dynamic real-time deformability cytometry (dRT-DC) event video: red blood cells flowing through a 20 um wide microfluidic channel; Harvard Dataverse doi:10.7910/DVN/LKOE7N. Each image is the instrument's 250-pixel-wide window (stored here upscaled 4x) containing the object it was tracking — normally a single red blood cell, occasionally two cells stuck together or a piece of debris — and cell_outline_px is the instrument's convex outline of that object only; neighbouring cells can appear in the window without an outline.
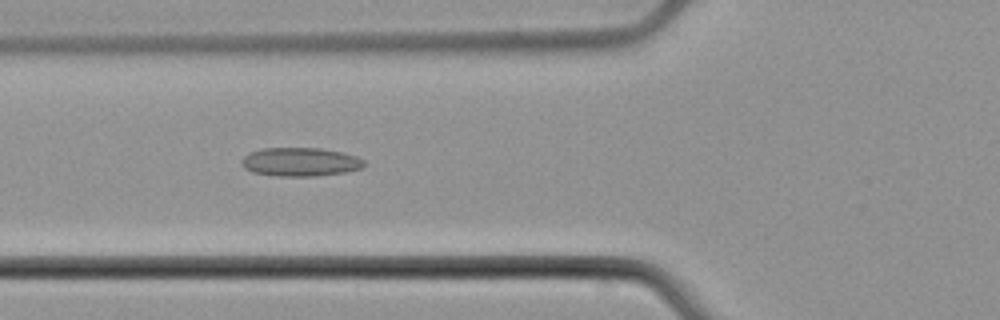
{"species": "common noctule bat (a hibernating species)", "species_latin": "Nyctalus noctula", "temperature_condition": "cold", "stored_images_in_passage": 5, "camera_frame_rate_fps": 3000, "um_per_image_px": 0.085, "animal": {"sex": "male", "body_mass_g": 21.5, "forearm_length_mm": 52.0}, "frame": {"image": 1, "passage_image": 2, "time_ms": 1.0, "image_size_px": [1000, 320], "cell_outline_px": [[368, 164], [360, 168], [344, 172], [316, 176], [276, 176], [252, 172], [244, 168], [240, 160], [248, 152], [260, 148], [320, 148], [340, 152], [356, 156], [364, 160]], "centroid_in_image_um": [25.49, 13.76], "position_along_channel_um": 100.3, "area_um2": 20.58}}
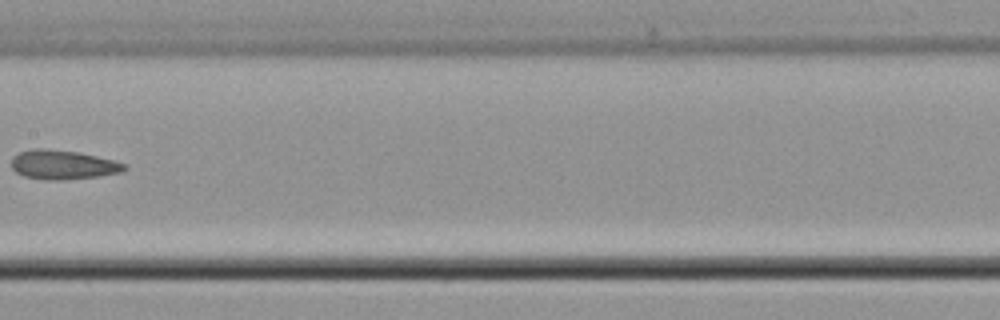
{"frame": {"image": 2, "passage_image": 4, "time_ms": 3.667, "image_size_px": [1000, 320], "cell_outline_px": [[128, 168], [124, 172], [100, 176], [60, 180], [44, 180], [24, 176], [16, 172], [12, 168], [12, 156], [20, 152], [36, 148], [48, 148], [76, 152], [96, 156], [112, 160], [124, 164]], "centroid_in_image_um": [5.34, 14.01], "position_along_channel_um": 202.1, "area_um2": 19.25}}
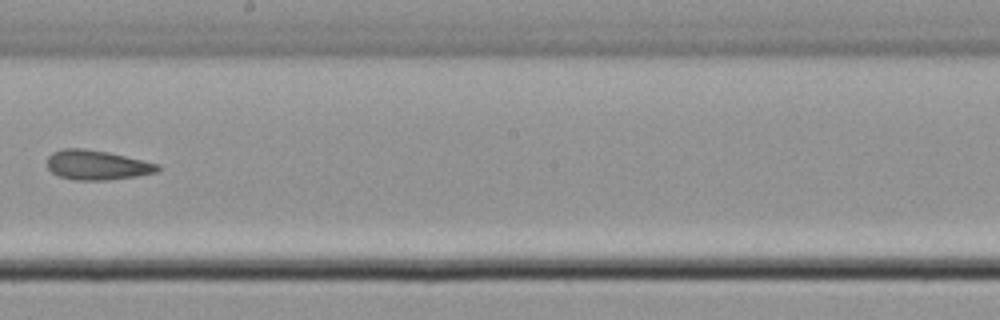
{"frame": {"image": 3, "passage_image": 5, "time_ms": 4.667, "image_size_px": [1000, 320], "cell_outline_px": [[160, 168], [156, 172], [136, 176], [108, 180], [76, 180], [56, 176], [48, 168], [48, 156], [52, 152], [64, 148], [84, 148], [108, 152], [160, 164]], "centroid_in_image_um": [8.22, 14.02], "position_along_channel_um": 240.0, "area_um2": 19.13}}